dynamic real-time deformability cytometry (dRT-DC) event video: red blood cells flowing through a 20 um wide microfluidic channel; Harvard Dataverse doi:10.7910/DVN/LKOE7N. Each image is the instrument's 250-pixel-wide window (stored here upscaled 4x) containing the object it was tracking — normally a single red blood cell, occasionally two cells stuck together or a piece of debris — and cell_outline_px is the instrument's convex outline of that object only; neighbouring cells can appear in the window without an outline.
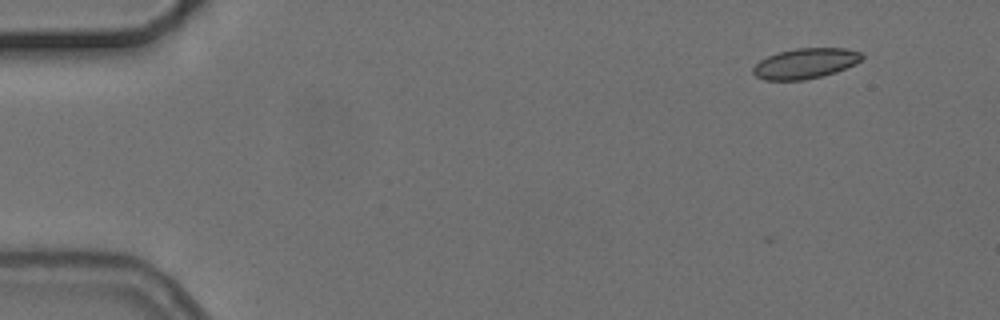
{"species": "common noctule bat (a hibernating species)", "species_latin": "Nyctalus noctula", "temperature_condition": "cold", "stored_images_in_passage": 5, "camera_frame_rate_fps": 3000, "um_per_image_px": 0.085, "animal": {"sex": "female", "body_mass_g": 24.6, "forearm_length_mm": 56.2}, "frame": {"image": 1, "passage_image": 1, "time_ms": 0.0, "image_size_px": [1000, 320], "cell_outline_px": [[864, 56], [856, 64], [836, 72], [804, 80], [764, 80], [756, 76], [752, 72], [752, 68], [760, 60], [768, 56], [780, 52], [796, 48], [844, 48], [860, 52]], "centroid_in_image_um": [68.45, 5.39], "position_along_channel_um": 16.6, "area_um2": 19.13}}
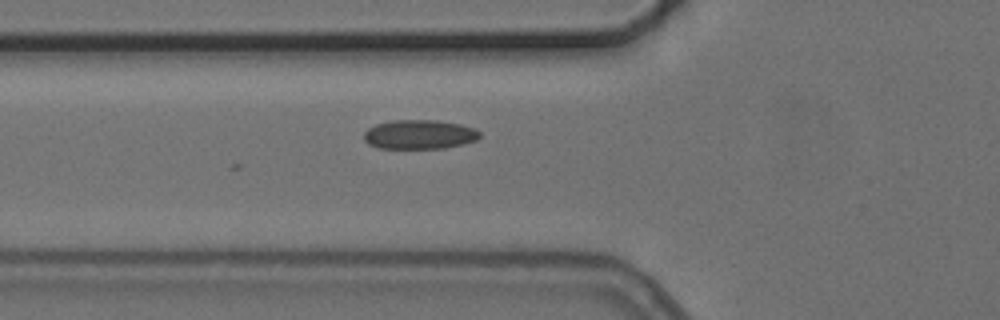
{"frame": {"image": 2, "passage_image": 5, "time_ms": 5.0, "image_size_px": [1000, 320], "cell_outline_px": [[480, 136], [476, 140], [464, 144], [444, 148], [380, 148], [368, 144], [364, 140], [364, 132], [368, 128], [376, 124], [392, 120], [436, 120], [460, 124], [476, 128], [480, 132]], "centroid_in_image_um": [35.66, 11.42], "position_along_channel_um": 90.1, "area_um2": 19.83}}